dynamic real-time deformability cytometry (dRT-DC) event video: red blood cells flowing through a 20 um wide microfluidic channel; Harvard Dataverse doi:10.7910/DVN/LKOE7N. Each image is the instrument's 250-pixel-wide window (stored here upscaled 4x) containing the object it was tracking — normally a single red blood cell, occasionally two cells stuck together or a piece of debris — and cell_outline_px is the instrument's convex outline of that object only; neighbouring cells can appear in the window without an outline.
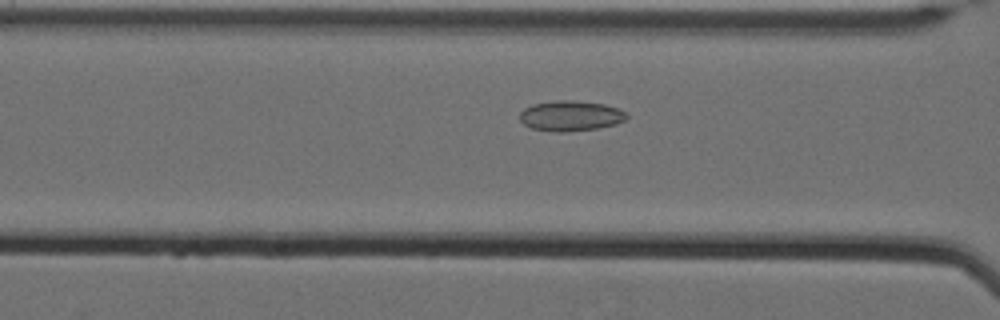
{"species": "Egyptian fruit bat (a non-hibernating species)", "species_latin": "Rousettus aegyptiacus", "temperature_condition": "cold", "stored_images_in_passage": 52, "camera_frame_rate_fps": 3000, "um_per_image_px": 0.085, "animal": {"sex": "female"}, "frame": {"image": 1, "passage_image": 19, "time_ms": 6.0, "image_size_px": [1000, 320], "cell_outline_px": [[628, 116], [624, 120], [616, 124], [596, 128], [564, 132], [556, 132], [532, 128], [524, 124], [520, 120], [520, 112], [524, 108], [532, 104], [556, 100], [572, 100], [604, 104], [620, 108], [628, 112]], "centroid_in_image_um": [48.52, 9.83], "position_along_channel_um": 118.1, "area_um2": 18.96}}
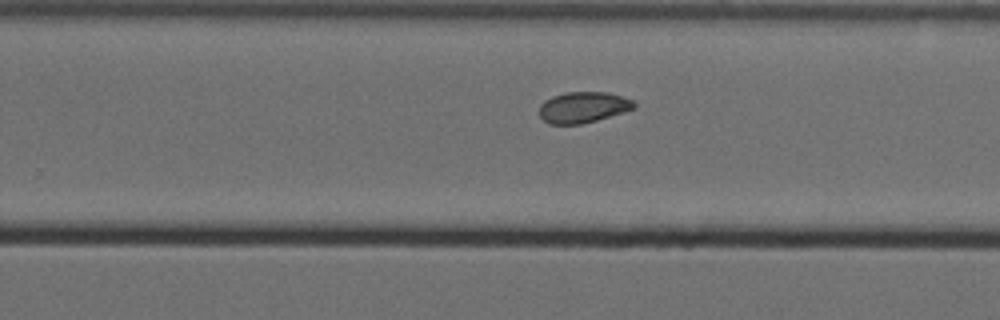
{"frame": {"image": 2, "passage_image": 33, "time_ms": 10.667, "image_size_px": [1000, 320], "cell_outline_px": [[636, 108], [624, 112], [596, 120], [580, 124], [548, 124], [540, 116], [540, 104], [544, 100], [552, 96], [564, 92], [608, 92], [632, 100], [636, 104]], "centroid_in_image_um": [49.55, 9.11], "position_along_channel_um": 280.2, "area_um2": 17.11}}
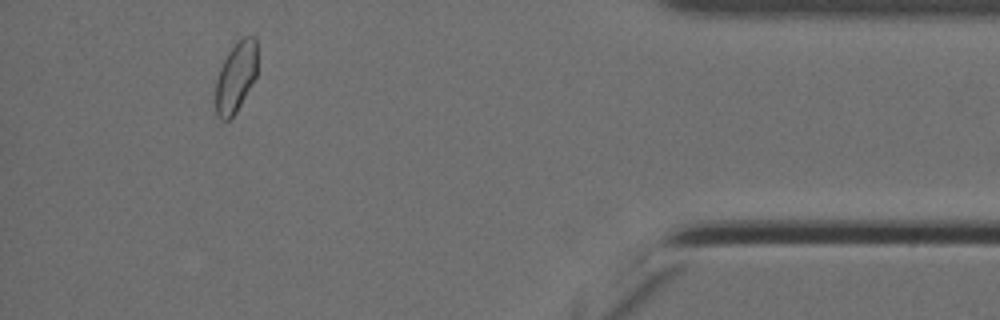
{"frame": {"image": 3, "passage_image": 48, "time_ms": 15.667, "image_size_px": [1000, 320], "cell_outline_px": [[256, 76], [236, 112], [228, 120], [220, 120], [216, 112], [216, 80], [220, 68], [228, 52], [244, 36], [256, 36]], "centroid_in_image_um": [20.04, 6.55], "position_along_channel_um": 415.2, "area_um2": 16.76}, "authors_computed_cell_mechanics": {"area_um2": 17.8313, "velocity_mm_per_s": 3.4793, "shape_relaxation_time_tau1_ms": null, "shape_relaxation_time_tau2_ms": 2.2331, "deformation_change_tau1": null, "deformation_change_tau2": 0.0595}}